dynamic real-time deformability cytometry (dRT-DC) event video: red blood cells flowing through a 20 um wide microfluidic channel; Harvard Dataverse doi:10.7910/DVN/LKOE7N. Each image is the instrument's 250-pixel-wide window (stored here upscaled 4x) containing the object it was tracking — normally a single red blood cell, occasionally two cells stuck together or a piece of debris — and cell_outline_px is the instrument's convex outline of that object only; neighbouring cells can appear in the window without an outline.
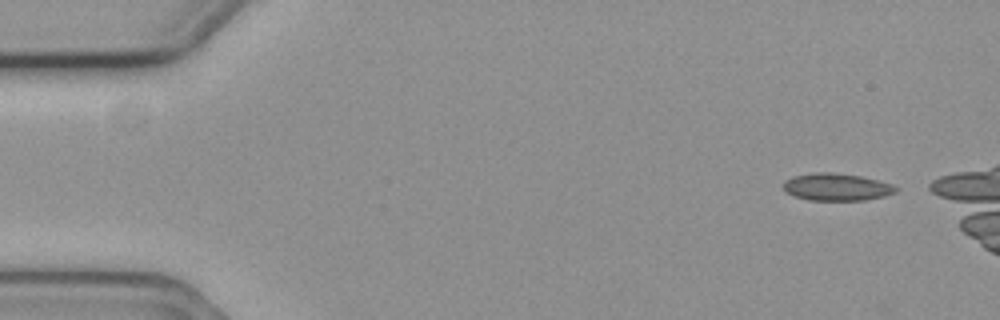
{"species": "common noctule bat (a hibernating species)", "species_latin": "Nyctalus noctula", "temperature_condition": "cold", "stored_images_in_passage": 5, "camera_frame_rate_fps": 3000, "um_per_image_px": 0.085, "animal": {"sex": "female", "body_mass_g": 19.3, "forearm_length_mm": 54.1}, "frame": {"image": 1, "passage_image": 1, "time_ms": 0.0, "image_size_px": [1000, 320], "cell_outline_px": [[900, 188], [896, 192], [884, 196], [864, 200], [808, 200], [784, 192], [784, 180], [792, 176], [816, 172], [832, 172], [860, 176], [892, 184]], "centroid_in_image_um": [71.1, 15.89], "position_along_channel_um": 13.9, "area_um2": 17.92}}